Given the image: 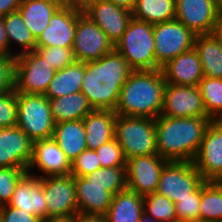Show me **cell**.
<instances>
[{"label": "cell", "instance_id": "40", "mask_svg": "<svg viewBox=\"0 0 222 222\" xmlns=\"http://www.w3.org/2000/svg\"><path fill=\"white\" fill-rule=\"evenodd\" d=\"M17 125V92L12 89L0 94V128Z\"/></svg>", "mask_w": 222, "mask_h": 222}, {"label": "cell", "instance_id": "10", "mask_svg": "<svg viewBox=\"0 0 222 222\" xmlns=\"http://www.w3.org/2000/svg\"><path fill=\"white\" fill-rule=\"evenodd\" d=\"M72 50L75 60L85 63L110 53L114 50V45L90 17L79 11Z\"/></svg>", "mask_w": 222, "mask_h": 222}, {"label": "cell", "instance_id": "3", "mask_svg": "<svg viewBox=\"0 0 222 222\" xmlns=\"http://www.w3.org/2000/svg\"><path fill=\"white\" fill-rule=\"evenodd\" d=\"M166 86L161 68L133 71L120 90L116 115L158 118Z\"/></svg>", "mask_w": 222, "mask_h": 222}, {"label": "cell", "instance_id": "20", "mask_svg": "<svg viewBox=\"0 0 222 222\" xmlns=\"http://www.w3.org/2000/svg\"><path fill=\"white\" fill-rule=\"evenodd\" d=\"M42 186V177L26 173L16 184L11 207L23 209L29 214L35 215L42 221L47 219V204Z\"/></svg>", "mask_w": 222, "mask_h": 222}, {"label": "cell", "instance_id": "22", "mask_svg": "<svg viewBox=\"0 0 222 222\" xmlns=\"http://www.w3.org/2000/svg\"><path fill=\"white\" fill-rule=\"evenodd\" d=\"M76 203L78 213L105 216L113 199V194L103 186L92 184L85 177L75 176Z\"/></svg>", "mask_w": 222, "mask_h": 222}, {"label": "cell", "instance_id": "9", "mask_svg": "<svg viewBox=\"0 0 222 222\" xmlns=\"http://www.w3.org/2000/svg\"><path fill=\"white\" fill-rule=\"evenodd\" d=\"M155 60L162 67L194 47L196 34L176 19L154 24Z\"/></svg>", "mask_w": 222, "mask_h": 222}, {"label": "cell", "instance_id": "31", "mask_svg": "<svg viewBox=\"0 0 222 222\" xmlns=\"http://www.w3.org/2000/svg\"><path fill=\"white\" fill-rule=\"evenodd\" d=\"M222 221V181L200 185L199 222Z\"/></svg>", "mask_w": 222, "mask_h": 222}, {"label": "cell", "instance_id": "11", "mask_svg": "<svg viewBox=\"0 0 222 222\" xmlns=\"http://www.w3.org/2000/svg\"><path fill=\"white\" fill-rule=\"evenodd\" d=\"M221 16L218 0H175V19L196 35L212 34Z\"/></svg>", "mask_w": 222, "mask_h": 222}, {"label": "cell", "instance_id": "37", "mask_svg": "<svg viewBox=\"0 0 222 222\" xmlns=\"http://www.w3.org/2000/svg\"><path fill=\"white\" fill-rule=\"evenodd\" d=\"M101 168L126 166V158L116 138L95 149Z\"/></svg>", "mask_w": 222, "mask_h": 222}, {"label": "cell", "instance_id": "7", "mask_svg": "<svg viewBox=\"0 0 222 222\" xmlns=\"http://www.w3.org/2000/svg\"><path fill=\"white\" fill-rule=\"evenodd\" d=\"M204 181L193 162L167 161L161 170L156 192L176 203L191 197Z\"/></svg>", "mask_w": 222, "mask_h": 222}, {"label": "cell", "instance_id": "50", "mask_svg": "<svg viewBox=\"0 0 222 222\" xmlns=\"http://www.w3.org/2000/svg\"><path fill=\"white\" fill-rule=\"evenodd\" d=\"M42 222H74V216L53 217L43 220Z\"/></svg>", "mask_w": 222, "mask_h": 222}, {"label": "cell", "instance_id": "49", "mask_svg": "<svg viewBox=\"0 0 222 222\" xmlns=\"http://www.w3.org/2000/svg\"><path fill=\"white\" fill-rule=\"evenodd\" d=\"M212 34L219 41V43L222 45V16L219 18V21L215 25V28L213 29Z\"/></svg>", "mask_w": 222, "mask_h": 222}, {"label": "cell", "instance_id": "2", "mask_svg": "<svg viewBox=\"0 0 222 222\" xmlns=\"http://www.w3.org/2000/svg\"><path fill=\"white\" fill-rule=\"evenodd\" d=\"M212 120L208 117L155 119L157 153L167 161L192 162Z\"/></svg>", "mask_w": 222, "mask_h": 222}, {"label": "cell", "instance_id": "26", "mask_svg": "<svg viewBox=\"0 0 222 222\" xmlns=\"http://www.w3.org/2000/svg\"><path fill=\"white\" fill-rule=\"evenodd\" d=\"M143 213V196L127 188L113 195L105 217L107 222H139Z\"/></svg>", "mask_w": 222, "mask_h": 222}, {"label": "cell", "instance_id": "24", "mask_svg": "<svg viewBox=\"0 0 222 222\" xmlns=\"http://www.w3.org/2000/svg\"><path fill=\"white\" fill-rule=\"evenodd\" d=\"M52 138L70 162L87 149L83 119L56 123Z\"/></svg>", "mask_w": 222, "mask_h": 222}, {"label": "cell", "instance_id": "15", "mask_svg": "<svg viewBox=\"0 0 222 222\" xmlns=\"http://www.w3.org/2000/svg\"><path fill=\"white\" fill-rule=\"evenodd\" d=\"M166 162L158 154L127 159V188L142 196L156 192L160 173Z\"/></svg>", "mask_w": 222, "mask_h": 222}, {"label": "cell", "instance_id": "35", "mask_svg": "<svg viewBox=\"0 0 222 222\" xmlns=\"http://www.w3.org/2000/svg\"><path fill=\"white\" fill-rule=\"evenodd\" d=\"M144 213L159 222L176 221L175 203L157 192L143 196Z\"/></svg>", "mask_w": 222, "mask_h": 222}, {"label": "cell", "instance_id": "41", "mask_svg": "<svg viewBox=\"0 0 222 222\" xmlns=\"http://www.w3.org/2000/svg\"><path fill=\"white\" fill-rule=\"evenodd\" d=\"M99 168H101V164L96 151L86 149L71 162L70 174L76 177H84Z\"/></svg>", "mask_w": 222, "mask_h": 222}, {"label": "cell", "instance_id": "14", "mask_svg": "<svg viewBox=\"0 0 222 222\" xmlns=\"http://www.w3.org/2000/svg\"><path fill=\"white\" fill-rule=\"evenodd\" d=\"M161 115L175 118L208 117L199 87L166 84Z\"/></svg>", "mask_w": 222, "mask_h": 222}, {"label": "cell", "instance_id": "34", "mask_svg": "<svg viewBox=\"0 0 222 222\" xmlns=\"http://www.w3.org/2000/svg\"><path fill=\"white\" fill-rule=\"evenodd\" d=\"M84 177L113 195L127 189L126 166L99 168Z\"/></svg>", "mask_w": 222, "mask_h": 222}, {"label": "cell", "instance_id": "30", "mask_svg": "<svg viewBox=\"0 0 222 222\" xmlns=\"http://www.w3.org/2000/svg\"><path fill=\"white\" fill-rule=\"evenodd\" d=\"M3 19L9 43V55L16 57L36 49V38L24 23L23 17L19 11L9 13L3 16ZM14 44L23 49H20V52L17 50V53L16 51L13 52L10 47Z\"/></svg>", "mask_w": 222, "mask_h": 222}, {"label": "cell", "instance_id": "51", "mask_svg": "<svg viewBox=\"0 0 222 222\" xmlns=\"http://www.w3.org/2000/svg\"><path fill=\"white\" fill-rule=\"evenodd\" d=\"M139 222H159L147 215L146 213H143Z\"/></svg>", "mask_w": 222, "mask_h": 222}, {"label": "cell", "instance_id": "45", "mask_svg": "<svg viewBox=\"0 0 222 222\" xmlns=\"http://www.w3.org/2000/svg\"><path fill=\"white\" fill-rule=\"evenodd\" d=\"M22 0H0V17L19 10Z\"/></svg>", "mask_w": 222, "mask_h": 222}, {"label": "cell", "instance_id": "13", "mask_svg": "<svg viewBox=\"0 0 222 222\" xmlns=\"http://www.w3.org/2000/svg\"><path fill=\"white\" fill-rule=\"evenodd\" d=\"M205 181H222V120H212L192 161Z\"/></svg>", "mask_w": 222, "mask_h": 222}, {"label": "cell", "instance_id": "39", "mask_svg": "<svg viewBox=\"0 0 222 222\" xmlns=\"http://www.w3.org/2000/svg\"><path fill=\"white\" fill-rule=\"evenodd\" d=\"M200 186L191 197L179 199L175 203L177 219L183 222H199Z\"/></svg>", "mask_w": 222, "mask_h": 222}, {"label": "cell", "instance_id": "42", "mask_svg": "<svg viewBox=\"0 0 222 222\" xmlns=\"http://www.w3.org/2000/svg\"><path fill=\"white\" fill-rule=\"evenodd\" d=\"M15 59L11 55H0V94L14 89Z\"/></svg>", "mask_w": 222, "mask_h": 222}, {"label": "cell", "instance_id": "18", "mask_svg": "<svg viewBox=\"0 0 222 222\" xmlns=\"http://www.w3.org/2000/svg\"><path fill=\"white\" fill-rule=\"evenodd\" d=\"M79 11L61 6L51 17L48 27L36 39V47L73 49Z\"/></svg>", "mask_w": 222, "mask_h": 222}, {"label": "cell", "instance_id": "36", "mask_svg": "<svg viewBox=\"0 0 222 222\" xmlns=\"http://www.w3.org/2000/svg\"><path fill=\"white\" fill-rule=\"evenodd\" d=\"M26 173L20 167H0V207L10 203L17 182Z\"/></svg>", "mask_w": 222, "mask_h": 222}, {"label": "cell", "instance_id": "27", "mask_svg": "<svg viewBox=\"0 0 222 222\" xmlns=\"http://www.w3.org/2000/svg\"><path fill=\"white\" fill-rule=\"evenodd\" d=\"M83 77L84 62L75 61L64 69L55 72L44 96L48 99H54L79 92Z\"/></svg>", "mask_w": 222, "mask_h": 222}, {"label": "cell", "instance_id": "1", "mask_svg": "<svg viewBox=\"0 0 222 222\" xmlns=\"http://www.w3.org/2000/svg\"><path fill=\"white\" fill-rule=\"evenodd\" d=\"M134 70L115 49L98 60L84 63L82 94L92 109L115 110L122 86Z\"/></svg>", "mask_w": 222, "mask_h": 222}, {"label": "cell", "instance_id": "8", "mask_svg": "<svg viewBox=\"0 0 222 222\" xmlns=\"http://www.w3.org/2000/svg\"><path fill=\"white\" fill-rule=\"evenodd\" d=\"M55 72L35 50L16 56L14 89L20 93L44 95Z\"/></svg>", "mask_w": 222, "mask_h": 222}, {"label": "cell", "instance_id": "23", "mask_svg": "<svg viewBox=\"0 0 222 222\" xmlns=\"http://www.w3.org/2000/svg\"><path fill=\"white\" fill-rule=\"evenodd\" d=\"M116 113L113 110L93 109L84 118L87 149L95 150L115 138Z\"/></svg>", "mask_w": 222, "mask_h": 222}, {"label": "cell", "instance_id": "25", "mask_svg": "<svg viewBox=\"0 0 222 222\" xmlns=\"http://www.w3.org/2000/svg\"><path fill=\"white\" fill-rule=\"evenodd\" d=\"M61 6L59 0H22L18 11L37 39L48 27L51 17Z\"/></svg>", "mask_w": 222, "mask_h": 222}, {"label": "cell", "instance_id": "32", "mask_svg": "<svg viewBox=\"0 0 222 222\" xmlns=\"http://www.w3.org/2000/svg\"><path fill=\"white\" fill-rule=\"evenodd\" d=\"M132 17L157 24L175 19V0H137Z\"/></svg>", "mask_w": 222, "mask_h": 222}, {"label": "cell", "instance_id": "46", "mask_svg": "<svg viewBox=\"0 0 222 222\" xmlns=\"http://www.w3.org/2000/svg\"><path fill=\"white\" fill-rule=\"evenodd\" d=\"M0 55H9V43L3 17H0Z\"/></svg>", "mask_w": 222, "mask_h": 222}, {"label": "cell", "instance_id": "6", "mask_svg": "<svg viewBox=\"0 0 222 222\" xmlns=\"http://www.w3.org/2000/svg\"><path fill=\"white\" fill-rule=\"evenodd\" d=\"M55 124L48 98L17 92L16 126L33 142L52 138Z\"/></svg>", "mask_w": 222, "mask_h": 222}, {"label": "cell", "instance_id": "48", "mask_svg": "<svg viewBox=\"0 0 222 222\" xmlns=\"http://www.w3.org/2000/svg\"><path fill=\"white\" fill-rule=\"evenodd\" d=\"M106 1L112 2L115 5L121 6L123 8L132 11L133 8L135 7L137 0H106Z\"/></svg>", "mask_w": 222, "mask_h": 222}, {"label": "cell", "instance_id": "44", "mask_svg": "<svg viewBox=\"0 0 222 222\" xmlns=\"http://www.w3.org/2000/svg\"><path fill=\"white\" fill-rule=\"evenodd\" d=\"M63 7L84 12L95 0H59Z\"/></svg>", "mask_w": 222, "mask_h": 222}, {"label": "cell", "instance_id": "47", "mask_svg": "<svg viewBox=\"0 0 222 222\" xmlns=\"http://www.w3.org/2000/svg\"><path fill=\"white\" fill-rule=\"evenodd\" d=\"M74 222H107V219L103 215H89L77 213L74 216Z\"/></svg>", "mask_w": 222, "mask_h": 222}, {"label": "cell", "instance_id": "4", "mask_svg": "<svg viewBox=\"0 0 222 222\" xmlns=\"http://www.w3.org/2000/svg\"><path fill=\"white\" fill-rule=\"evenodd\" d=\"M153 31V24L132 17L126 31L114 46L134 71L161 68L155 60Z\"/></svg>", "mask_w": 222, "mask_h": 222}, {"label": "cell", "instance_id": "38", "mask_svg": "<svg viewBox=\"0 0 222 222\" xmlns=\"http://www.w3.org/2000/svg\"><path fill=\"white\" fill-rule=\"evenodd\" d=\"M35 51L56 71L64 69L76 60L73 50L63 47H36Z\"/></svg>", "mask_w": 222, "mask_h": 222}, {"label": "cell", "instance_id": "43", "mask_svg": "<svg viewBox=\"0 0 222 222\" xmlns=\"http://www.w3.org/2000/svg\"><path fill=\"white\" fill-rule=\"evenodd\" d=\"M0 222H42V220L23 209L4 205L0 207Z\"/></svg>", "mask_w": 222, "mask_h": 222}, {"label": "cell", "instance_id": "19", "mask_svg": "<svg viewBox=\"0 0 222 222\" xmlns=\"http://www.w3.org/2000/svg\"><path fill=\"white\" fill-rule=\"evenodd\" d=\"M33 169L43 172L45 176L41 173L39 176L34 174ZM70 171L71 162L53 138L33 142V158L27 170L28 173L40 178L67 175Z\"/></svg>", "mask_w": 222, "mask_h": 222}, {"label": "cell", "instance_id": "16", "mask_svg": "<svg viewBox=\"0 0 222 222\" xmlns=\"http://www.w3.org/2000/svg\"><path fill=\"white\" fill-rule=\"evenodd\" d=\"M33 158V141L17 126L0 128V167L26 171Z\"/></svg>", "mask_w": 222, "mask_h": 222}, {"label": "cell", "instance_id": "21", "mask_svg": "<svg viewBox=\"0 0 222 222\" xmlns=\"http://www.w3.org/2000/svg\"><path fill=\"white\" fill-rule=\"evenodd\" d=\"M166 84L198 86L204 77L197 50L193 47L161 67Z\"/></svg>", "mask_w": 222, "mask_h": 222}, {"label": "cell", "instance_id": "33", "mask_svg": "<svg viewBox=\"0 0 222 222\" xmlns=\"http://www.w3.org/2000/svg\"><path fill=\"white\" fill-rule=\"evenodd\" d=\"M198 87L208 118L222 120V78L204 76Z\"/></svg>", "mask_w": 222, "mask_h": 222}, {"label": "cell", "instance_id": "28", "mask_svg": "<svg viewBox=\"0 0 222 222\" xmlns=\"http://www.w3.org/2000/svg\"><path fill=\"white\" fill-rule=\"evenodd\" d=\"M194 48L197 50L204 76L222 78V45L213 34L196 35Z\"/></svg>", "mask_w": 222, "mask_h": 222}, {"label": "cell", "instance_id": "12", "mask_svg": "<svg viewBox=\"0 0 222 222\" xmlns=\"http://www.w3.org/2000/svg\"><path fill=\"white\" fill-rule=\"evenodd\" d=\"M42 186L47 204V219L75 216L76 203L75 176L71 174L42 177Z\"/></svg>", "mask_w": 222, "mask_h": 222}, {"label": "cell", "instance_id": "29", "mask_svg": "<svg viewBox=\"0 0 222 222\" xmlns=\"http://www.w3.org/2000/svg\"><path fill=\"white\" fill-rule=\"evenodd\" d=\"M49 103L56 123L81 120L93 110L81 91L59 98L49 99Z\"/></svg>", "mask_w": 222, "mask_h": 222}, {"label": "cell", "instance_id": "17", "mask_svg": "<svg viewBox=\"0 0 222 222\" xmlns=\"http://www.w3.org/2000/svg\"><path fill=\"white\" fill-rule=\"evenodd\" d=\"M84 13L105 32L114 46L132 18V11L106 0H95Z\"/></svg>", "mask_w": 222, "mask_h": 222}, {"label": "cell", "instance_id": "5", "mask_svg": "<svg viewBox=\"0 0 222 222\" xmlns=\"http://www.w3.org/2000/svg\"><path fill=\"white\" fill-rule=\"evenodd\" d=\"M115 138L121 146L126 160L158 154L154 118L117 115Z\"/></svg>", "mask_w": 222, "mask_h": 222}]
</instances>
